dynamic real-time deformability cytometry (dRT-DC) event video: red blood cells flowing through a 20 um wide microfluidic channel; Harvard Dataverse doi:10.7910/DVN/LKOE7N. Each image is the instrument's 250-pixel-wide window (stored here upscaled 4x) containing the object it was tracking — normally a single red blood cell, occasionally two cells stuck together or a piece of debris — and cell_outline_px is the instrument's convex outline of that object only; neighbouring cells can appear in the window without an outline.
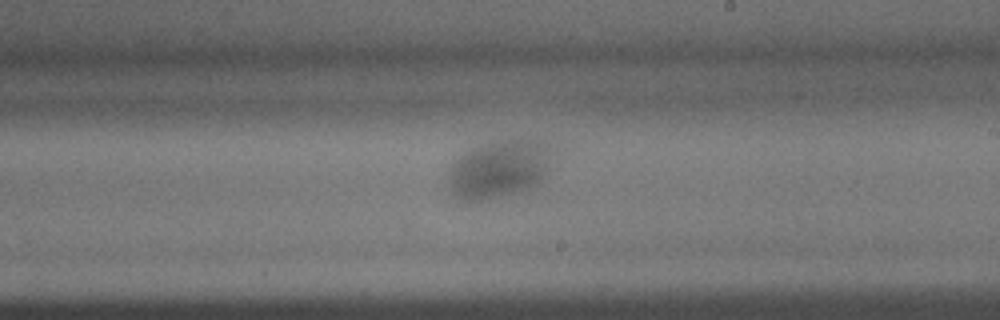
{"species": "common noctule bat (a hibernating species)", "species_latin": "Nyctalus noctula", "temperature_condition": "warm", "stored_images_in_passage": 28, "camera_frame_rate_fps": 3000, "um_per_image_px": 0.085, "animal": {"sex": "male", "body_mass_g": 15.6}, "frame": {"image": 1, "passage_image": 13, "time_ms": 4.0, "image_size_px": [1000, 320], "cell_outline_px": [[560, 148], [540, 184], [528, 192], [480, 200], [456, 200], [452, 196], [452, 164], [468, 148], [476, 144], [492, 140], [548, 140], [560, 144]], "centroid_in_image_um": [42.63, 14.31], "position_along_channel_um": 246.4, "area_um2": 36.82}}
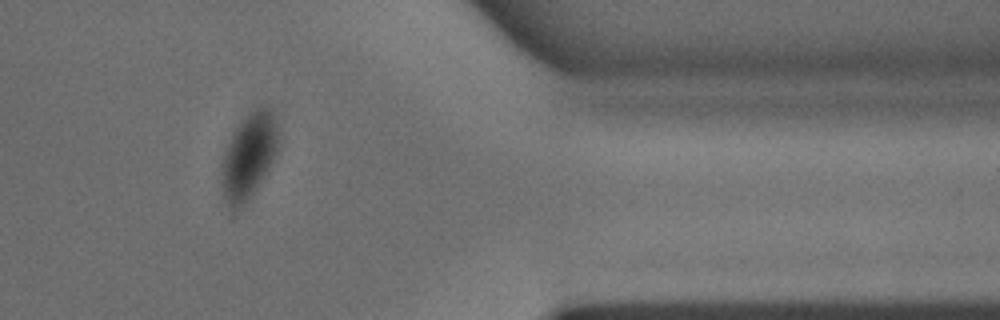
{"frame": {"image": 2, "passage_image": 22, "time_ms": 7.0, "image_size_px": [1000, 320], "cell_outline_px": [[280, 132], [276, 152], [268, 172], [244, 204], [224, 204], [220, 172], [220, 164], [228, 140], [232, 132], [244, 116], [248, 112], [256, 108], [272, 108]], "centroid_in_image_um": [21.14, 13.18], "position_along_channel_um": 390.3, "area_um2": 28.44}}
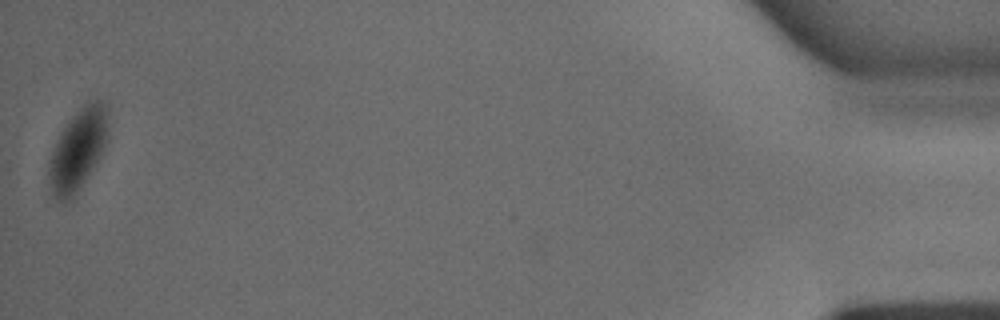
{"frame": {"image": 3, "passage_image": 28, "time_ms": 9.0, "image_size_px": [1000, 320], "cell_outline_px": [[108, 140], [100, 156], [72, 200], [64, 204], [52, 196], [48, 176], [48, 160], [56, 140], [60, 132], [68, 120], [88, 100], [104, 100], [108, 112]], "centroid_in_image_um": [6.61, 12.72], "position_along_channel_um": 428.6, "area_um2": 28.55}}